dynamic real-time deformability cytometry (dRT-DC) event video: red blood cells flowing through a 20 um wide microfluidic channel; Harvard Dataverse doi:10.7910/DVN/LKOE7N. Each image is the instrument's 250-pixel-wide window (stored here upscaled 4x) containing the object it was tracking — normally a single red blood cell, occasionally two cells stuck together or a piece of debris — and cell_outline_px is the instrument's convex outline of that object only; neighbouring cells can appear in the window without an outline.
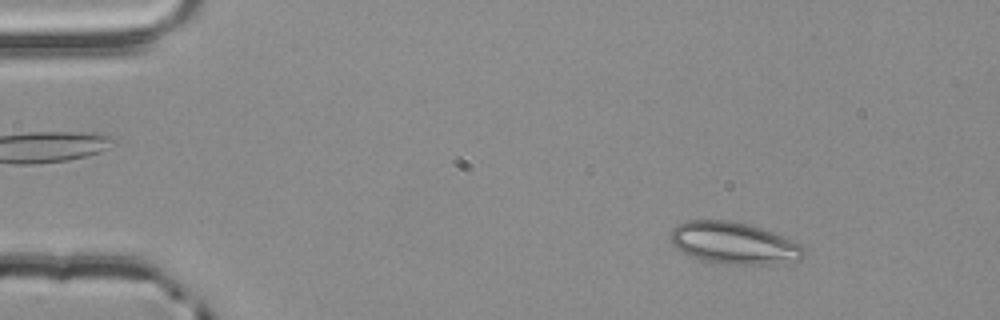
{"species": "common noctule bat (a hibernating species)", "species_latin": "Nyctalus noctula", "temperature_condition": "room temperature", "stored_images_in_passage": 54, "camera_frame_rate_fps": 3000, "um_per_image_px": 0.085, "animal": {"sex": "male", "body_mass_g": 20.4}, "frame": {"image": 1, "passage_image": 7, "time_ms": 2.0, "image_size_px": [1000, 320], "cell_outline_px": [[804, 256], [800, 260], [772, 264], [712, 264], [688, 256], [676, 248], [672, 244], [668, 236], [672, 228], [676, 224], [684, 220], [728, 220], [748, 224], [772, 232], [800, 244], [804, 248]], "centroid_in_image_um": [62.29, 20.67], "position_along_channel_um": 22.7, "area_um2": 33.0}}
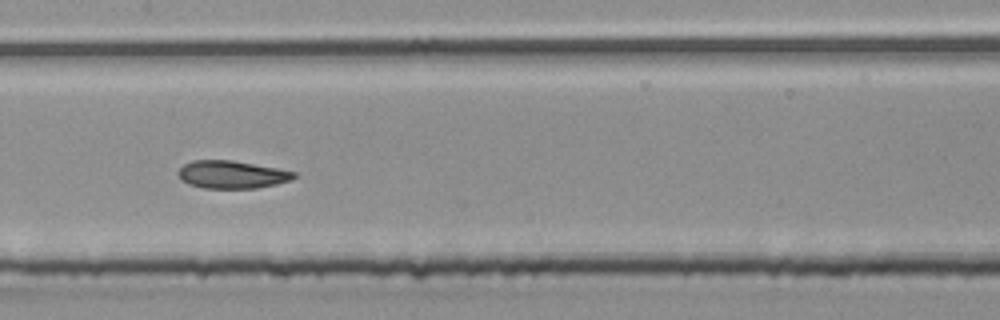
{"frame": {"image": 2, "passage_image": 27, "time_ms": 8.667, "image_size_px": [1000, 320], "cell_outline_px": [[296, 176], [292, 180], [276, 184], [256, 188], [204, 188], [188, 184], [180, 180], [180, 168], [184, 164], [192, 160], [232, 160], [276, 168], [296, 172]], "centroid_in_image_um": [19.71, 14.84], "position_along_channel_um": 187.7, "area_um2": 18.61}}
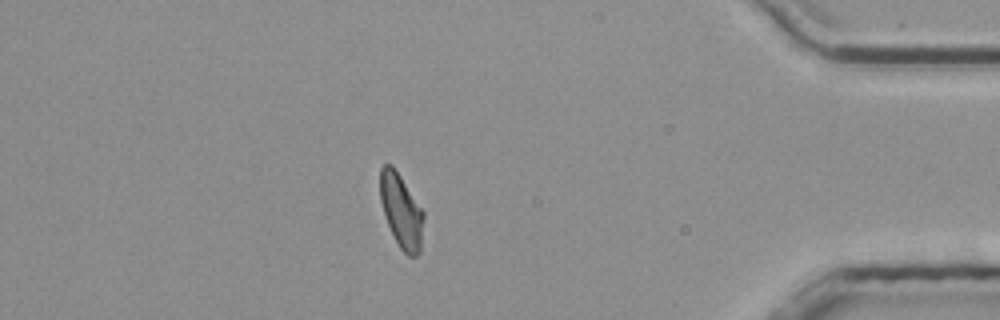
{"frame": {"image": 3, "passage_image": 47, "time_ms": 15.333, "image_size_px": [1000, 320], "cell_outline_px": [[424, 216], [420, 252], [416, 256], [408, 256], [400, 248], [388, 224], [380, 200], [380, 168], [384, 164], [392, 164], [424, 212]], "centroid_in_image_um": [34.11, 17.92], "position_along_channel_um": 401.1, "area_um2": 18.44}, "authors_computed_cell_mechanics": {"area_um2": 19.2763, "velocity_mm_per_s": 3.8327, "shape_relaxation_time_tau1_ms": 2.7596, "shape_relaxation_time_tau2_ms": 1.9293, "deformation_change_tau1": 0.1158, "deformation_change_tau2": 0.0874}}